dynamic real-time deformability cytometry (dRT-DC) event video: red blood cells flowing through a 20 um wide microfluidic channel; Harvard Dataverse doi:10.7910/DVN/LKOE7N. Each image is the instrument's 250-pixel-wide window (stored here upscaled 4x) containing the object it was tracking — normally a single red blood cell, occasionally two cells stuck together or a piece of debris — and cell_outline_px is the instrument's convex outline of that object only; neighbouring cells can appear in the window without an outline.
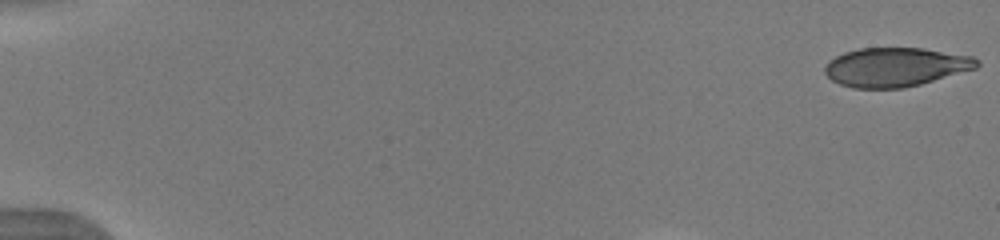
{"species": "human", "species_latin": "Homo sapiens", "temperature_condition": "warm", "stored_images_in_passage": 35, "camera_frame_rate_fps": 3000, "um_per_image_px": 0.085, "donor": {"sex": "male"}, "frame": {"image": 1, "passage_image": 1, "time_ms": 0.0, "image_size_px": [1000, 240], "cell_outline_px": [[980, 64], [976, 68], [920, 84], [904, 88], [852, 88], [840, 84], [832, 80], [824, 72], [824, 68], [828, 60], [844, 52], [860, 48], [924, 48], [972, 56], [980, 60]], "centroid_in_image_um": [76.11, 5.69], "position_along_channel_um": 8.9, "area_um2": 34.56}}
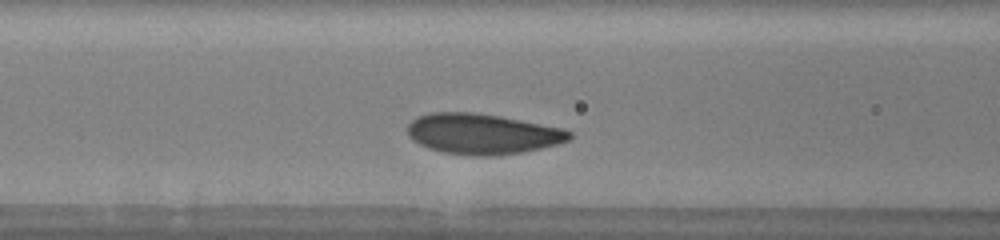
{"frame": {"image": 2, "passage_image": 11, "time_ms": 3.333, "image_size_px": [1000, 240], "cell_outline_px": [[572, 136], [568, 140], [556, 144], [524, 152], [488, 156], [472, 156], [444, 152], [428, 148], [412, 140], [408, 136], [408, 124], [416, 116], [432, 112], [472, 112], [500, 116], [564, 128], [572, 132]], "centroid_in_image_um": [40.99, 11.37], "position_along_channel_um": 125.6, "area_um2": 38.26}}
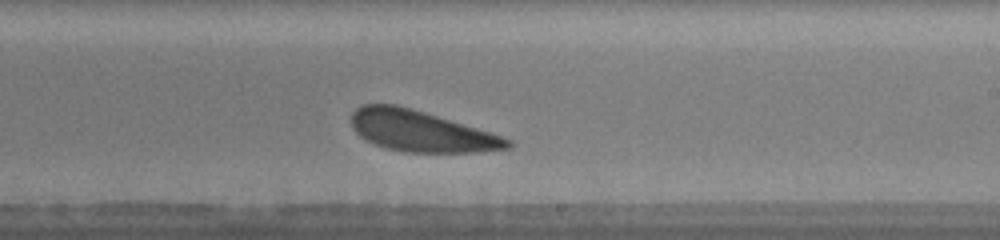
{"frame": {"image": 3, "passage_image": 21, "time_ms": 6.667, "image_size_px": [1000, 240], "cell_outline_px": [[512, 148], [480, 152], [404, 152], [384, 148], [360, 136], [352, 128], [352, 112], [360, 104], [396, 104], [424, 112], [476, 128], [512, 140]], "centroid_in_image_um": [35.76, 11.15], "position_along_channel_um": 253.2, "area_um2": 36.99}}